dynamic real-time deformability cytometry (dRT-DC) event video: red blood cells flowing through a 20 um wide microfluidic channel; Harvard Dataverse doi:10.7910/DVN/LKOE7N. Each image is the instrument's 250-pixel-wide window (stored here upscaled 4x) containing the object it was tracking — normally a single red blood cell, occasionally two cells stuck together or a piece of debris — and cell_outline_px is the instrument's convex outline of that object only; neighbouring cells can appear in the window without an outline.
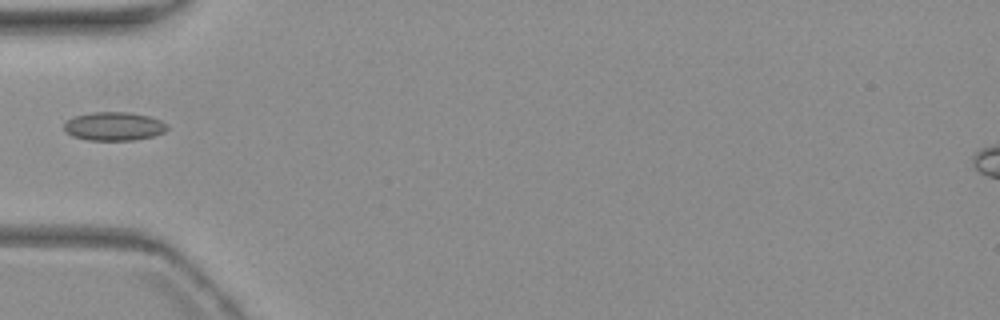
{"species": "common noctule bat (a hibernating species)", "species_latin": "Nyctalus noctula", "temperature_condition": "warm", "stored_images_in_passage": 4, "segment_of_instrument_passage": [2, 2], "camera_frame_rate_fps": 3000, "um_per_image_px": 0.085, "animal": {"sex": "female", "body_mass_g": 19.3, "forearm_length_mm": 54.1}, "frame": {"image": 1, "passage_image": 4, "time_ms": 4.333, "image_size_px": [1000, 320], "cell_outline_px": [[168, 128], [164, 132], [152, 136], [132, 140], [88, 140], [72, 136], [64, 132], [64, 124], [72, 116], [92, 112], [128, 112], [148, 116], [160, 120], [168, 124]], "centroid_in_image_um": [9.66, 10.73], "position_along_channel_um": 75.3, "area_um2": 17.22}}